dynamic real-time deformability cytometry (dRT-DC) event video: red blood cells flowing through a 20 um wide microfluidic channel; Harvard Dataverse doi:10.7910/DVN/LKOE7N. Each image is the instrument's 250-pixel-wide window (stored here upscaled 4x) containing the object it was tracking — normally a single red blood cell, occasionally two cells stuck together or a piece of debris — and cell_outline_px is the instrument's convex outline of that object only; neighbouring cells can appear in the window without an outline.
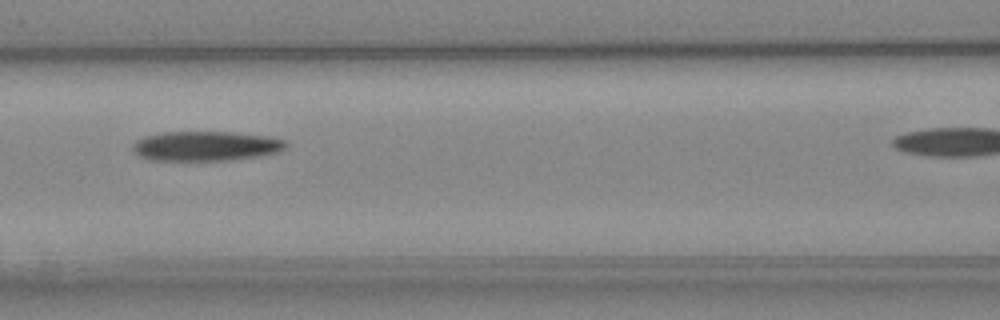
{"species": "Egyptian fruit bat (a non-hibernating species)", "species_latin": "Rousettus aegyptiacus", "temperature_condition": "cold", "stored_images_in_passage": 7, "camera_frame_rate_fps": 3000, "um_per_image_px": 0.085, "animal": {"sex": "female"}, "frame": {"image": 1, "passage_image": 6, "time_ms": 5.667, "image_size_px": [1000, 320], "cell_outline_px": [[288, 144], [280, 152], [260, 156], [232, 160], [148, 160], [140, 156], [132, 148], [132, 144], [136, 140], [144, 136], [164, 132], [232, 132], [268, 136], [284, 140]], "centroid_in_image_um": [17.51, 12.41], "position_along_channel_um": 149.1, "area_um2": 26.59}}